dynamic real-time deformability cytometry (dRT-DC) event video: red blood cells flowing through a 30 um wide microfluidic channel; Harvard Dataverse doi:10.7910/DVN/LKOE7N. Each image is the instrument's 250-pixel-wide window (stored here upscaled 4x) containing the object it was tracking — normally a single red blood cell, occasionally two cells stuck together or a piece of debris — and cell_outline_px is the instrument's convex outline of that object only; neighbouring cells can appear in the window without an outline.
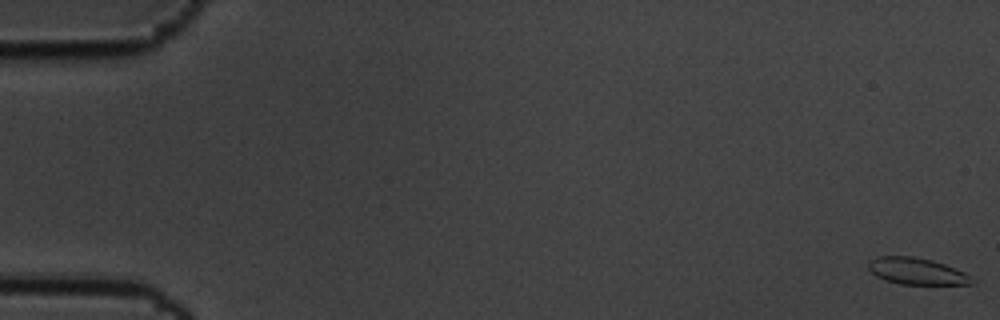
{"species": "common noctule bat (a hibernating species)", "species_latin": "Nyctalus noctula", "temperature_condition": "cold", "stored_images_in_passage": 60, "camera_frame_rate_fps": 3000, "um_per_image_px": 0.085, "animal": {"sex": "male", "body_mass_g": 19.5, "forearm_length_mm": 54.6}, "frame": {"image": 1, "passage_image": 1, "time_ms": 0.0, "image_size_px": [1000, 320], "cell_outline_px": [[976, 284], [900, 284], [884, 280], [876, 276], [868, 268], [868, 260], [880, 256], [912, 256], [932, 260], [944, 264], [964, 272], [976, 280]], "centroid_in_image_um": [77.92, 23.05], "position_along_channel_um": 7.1, "area_um2": 16.13}}
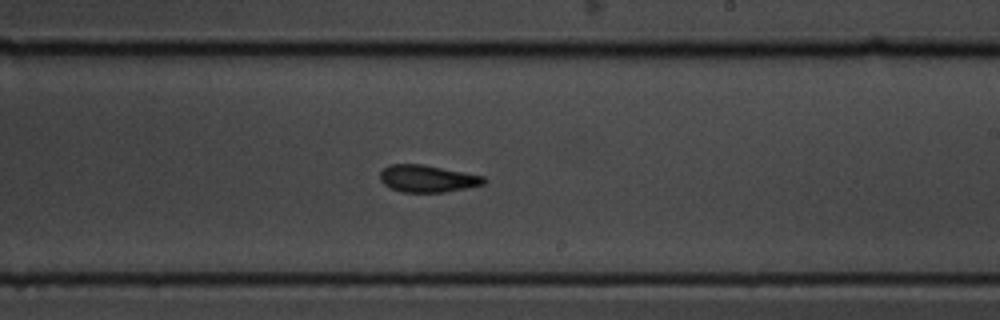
{"frame": {"image": 2, "passage_image": 36, "time_ms": 11.667, "image_size_px": [1000, 320], "cell_outline_px": [[488, 180], [484, 184], [444, 192], [400, 192], [384, 184], [380, 180], [380, 172], [388, 164], [424, 164], [484, 176]], "centroid_in_image_um": [36.33, 15.17], "position_along_channel_um": 252.7, "area_um2": 16.42}}
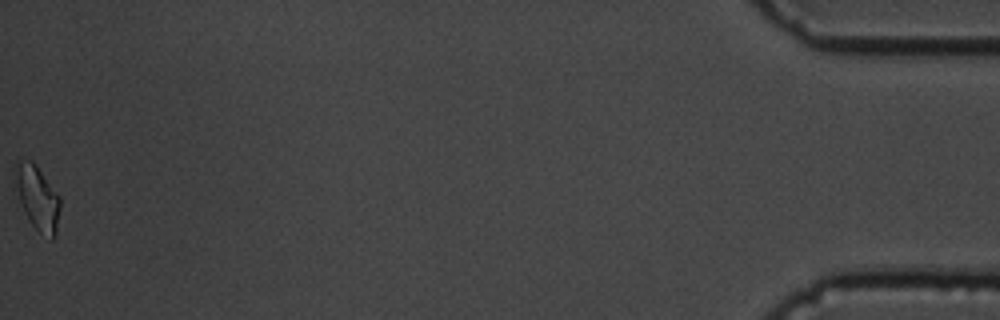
{"frame": {"image": 3, "passage_image": 60, "time_ms": 19.667, "image_size_px": [1000, 320], "cell_outline_px": [[60, 208], [56, 236], [52, 240], [40, 232], [16, 208], [16, 160], [32, 160], [36, 164], [60, 196]], "centroid_in_image_um": [3.15, 16.85], "position_along_channel_um": 432.0, "area_um2": 17.51}, "authors_computed_cell_mechanics": {"area_um2": 16.5886, "velocity_mm_per_s": 3.4161, "shape_relaxation_time_tau1_ms": null, "shape_relaxation_time_tau2_ms": 3.0012, "deformation_change_tau1": null, "deformation_change_tau2": 0.0765}}